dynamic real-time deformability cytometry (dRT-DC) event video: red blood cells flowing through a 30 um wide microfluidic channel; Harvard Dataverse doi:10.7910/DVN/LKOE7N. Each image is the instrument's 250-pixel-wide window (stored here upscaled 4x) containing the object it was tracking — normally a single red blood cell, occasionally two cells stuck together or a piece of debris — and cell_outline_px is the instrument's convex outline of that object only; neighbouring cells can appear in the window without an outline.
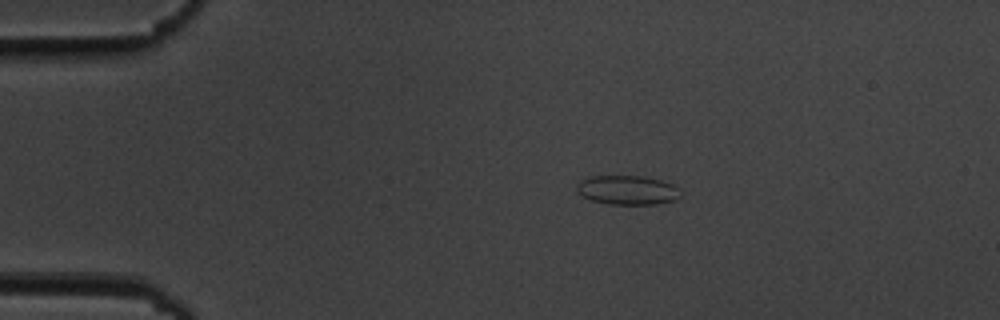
{"species": "common noctule bat (a hibernating species)", "species_latin": "Nyctalus noctula", "temperature_condition": "cold", "stored_images_in_passage": 45, "camera_frame_rate_fps": 3000, "um_per_image_px": 0.085, "animal": {"sex": "male", "body_mass_g": 19.5, "forearm_length_mm": 54.6}, "frame": {"image": 1, "passage_image": 1, "time_ms": 0.0, "image_size_px": [1000, 320], "cell_outline_px": [[680, 196], [676, 200], [656, 204], [608, 204], [592, 200], [576, 192], [576, 184], [580, 180], [588, 176], [644, 176], [660, 180], [672, 184], [676, 188]], "centroid_in_image_um": [53.28, 16.15], "position_along_channel_um": 31.7, "area_um2": 17.63}}
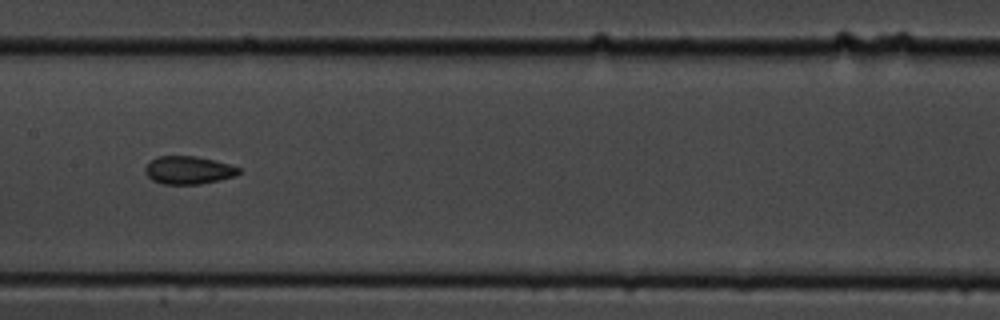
{"frame": {"image": 2, "passage_image": 18, "time_ms": 5.667, "image_size_px": [1000, 320], "cell_outline_px": [[240, 172], [236, 176], [220, 180], [200, 184], [164, 184], [152, 180], [144, 172], [144, 168], [156, 156], [196, 156], [228, 164], [240, 168]], "centroid_in_image_um": [16.01, 14.47], "position_along_channel_um": 191.4, "area_um2": 15.2}}
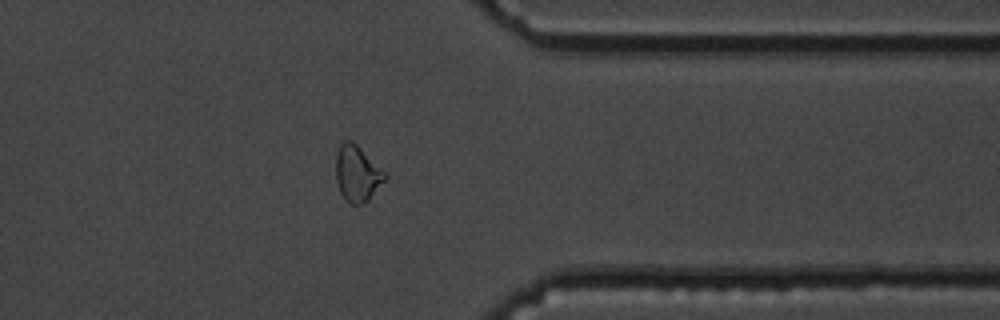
{"frame": {"image": 3, "passage_image": 34, "time_ms": 11.0, "image_size_px": [1000, 320], "cell_outline_px": [[388, 176], [368, 200], [360, 204], [352, 204], [340, 192], [336, 180], [336, 156], [340, 144], [344, 140], [352, 140]], "centroid_in_image_um": [30.34, 14.74], "position_along_channel_um": 381.1, "area_um2": 15.55}, "authors_computed_cell_mechanics": {"area_um2": 15.5482, "velocity_mm_per_s": 3.6884, "shape_relaxation_time_tau1_ms": 4.2892, "shape_relaxation_time_tau2_ms": 3.7118, "deformation_change_tau1": 0.0911, "deformation_change_tau2": 0.0874}}